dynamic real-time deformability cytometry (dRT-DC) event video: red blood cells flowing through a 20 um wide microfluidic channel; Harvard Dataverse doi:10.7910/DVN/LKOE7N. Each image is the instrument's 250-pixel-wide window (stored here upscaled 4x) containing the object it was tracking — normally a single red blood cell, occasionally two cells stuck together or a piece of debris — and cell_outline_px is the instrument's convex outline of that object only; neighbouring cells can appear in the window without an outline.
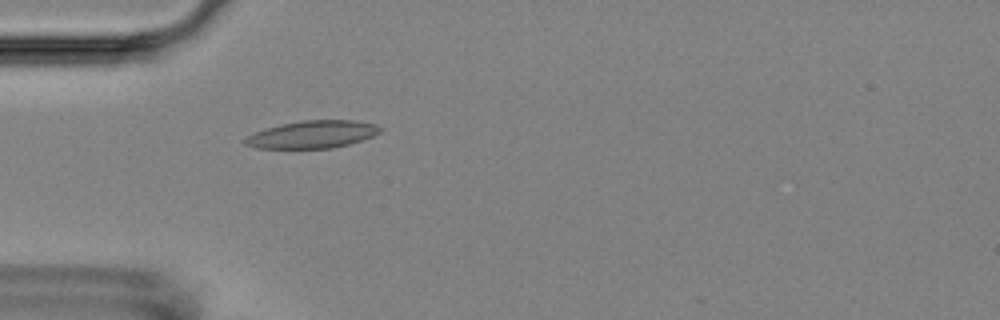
{"species": "Egyptian fruit bat (a non-hibernating species)", "species_latin": "Rousettus aegyptiacus", "temperature_condition": "room temperature", "stored_images_in_passage": 2, "camera_frame_rate_fps": 3000, "um_per_image_px": 0.085, "animal": {"sex": "female"}, "frame": {"image": 1, "passage_image": 2, "time_ms": 1.333, "image_size_px": [1000, 320], "cell_outline_px": [[384, 128], [380, 132], [372, 136], [348, 144], [332, 148], [256, 148], [244, 144], [244, 140], [248, 136], [256, 132], [280, 124], [304, 120], [352, 120], [376, 124]], "centroid_in_image_um": [26.58, 11.42], "position_along_channel_um": 58.4, "area_um2": 21.44}}